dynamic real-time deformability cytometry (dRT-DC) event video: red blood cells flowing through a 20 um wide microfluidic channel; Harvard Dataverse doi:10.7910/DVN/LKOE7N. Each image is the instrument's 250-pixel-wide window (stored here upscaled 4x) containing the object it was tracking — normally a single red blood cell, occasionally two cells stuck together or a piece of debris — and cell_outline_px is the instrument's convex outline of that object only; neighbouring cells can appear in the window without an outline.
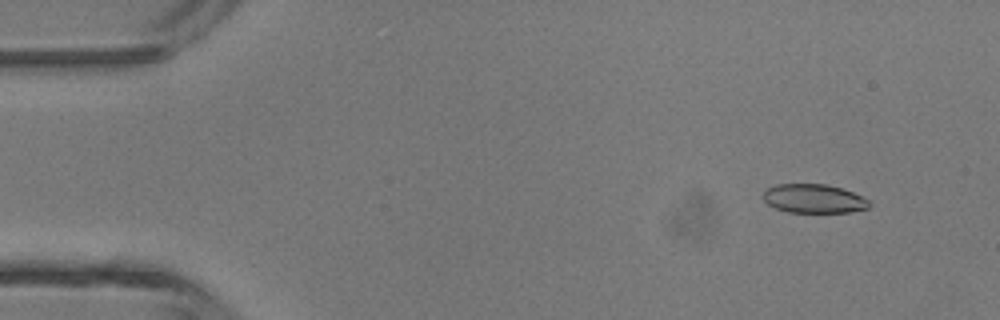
{"species": "common noctule bat (a hibernating species)", "species_latin": "Nyctalus noctula", "temperature_condition": "room temperature", "stored_images_in_passage": 44, "camera_frame_rate_fps": 3000, "um_per_image_px": 0.085, "animal": {"sex": "male", "body_mass_g": 13.3}, "frame": {"image": 1, "passage_image": 3, "time_ms": 0.667, "image_size_px": [1000, 320], "cell_outline_px": [[872, 204], [868, 208], [852, 212], [788, 212], [776, 208], [768, 204], [764, 200], [764, 192], [768, 188], [776, 184], [824, 184], [840, 188], [852, 192], [872, 200]], "centroid_in_image_um": [69.23, 16.89], "position_along_channel_um": 15.8, "area_um2": 17.86}}
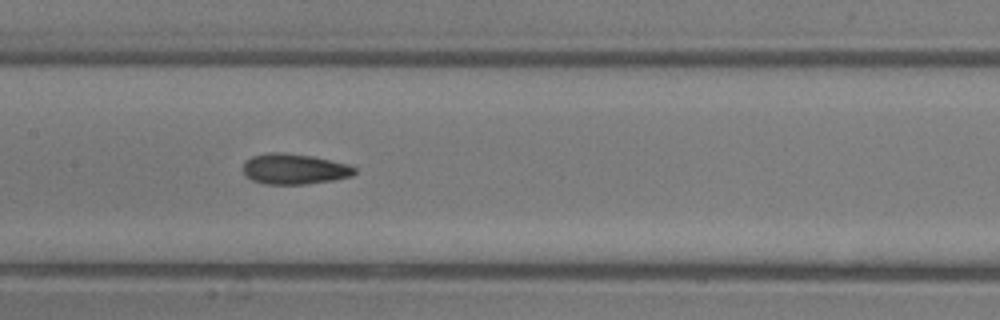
{"frame": {"image": 2, "passage_image": 21, "time_ms": 6.667, "image_size_px": [1000, 320], "cell_outline_px": [[356, 172], [352, 176], [332, 180], [304, 184], [264, 184], [252, 180], [244, 176], [244, 160], [252, 156], [268, 152], [284, 152], [312, 156], [348, 164], [356, 168]], "centroid_in_image_um": [24.99, 14.36], "position_along_channel_um": 182.4, "area_um2": 19.94}}
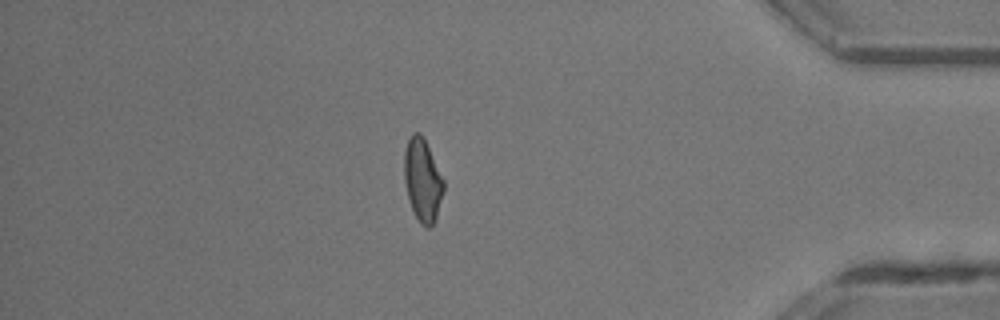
{"frame": {"image": 3, "passage_image": 38, "time_ms": 12.333, "image_size_px": [1000, 320], "cell_outline_px": [[444, 192], [436, 220], [432, 228], [428, 228], [420, 224], [412, 208], [408, 196], [404, 180], [404, 152], [408, 140], [412, 132], [420, 132], [444, 180]], "centroid_in_image_um": [35.93, 15.36], "position_along_channel_um": 399.3, "area_um2": 18.96}, "authors_computed_cell_mechanics": {"area_um2": 19.1607, "velocity_mm_per_s": 4.5324, "shape_relaxation_time_tau1_ms": 3.2204, "shape_relaxation_time_tau2_ms": 2.0484, "deformation_change_tau1": 0.1438, "deformation_change_tau2": 0.1102}}